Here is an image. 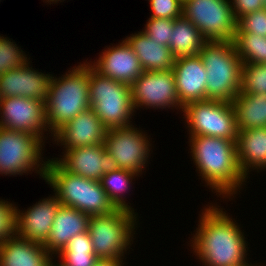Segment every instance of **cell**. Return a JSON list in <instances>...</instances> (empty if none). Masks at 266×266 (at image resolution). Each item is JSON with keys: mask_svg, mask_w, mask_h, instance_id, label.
I'll return each mask as SVG.
<instances>
[{"mask_svg": "<svg viewBox=\"0 0 266 266\" xmlns=\"http://www.w3.org/2000/svg\"><path fill=\"white\" fill-rule=\"evenodd\" d=\"M107 128L91 108L79 113L58 130L52 141L59 143L63 150L104 144Z\"/></svg>", "mask_w": 266, "mask_h": 266, "instance_id": "cell-18", "label": "cell"}, {"mask_svg": "<svg viewBox=\"0 0 266 266\" xmlns=\"http://www.w3.org/2000/svg\"><path fill=\"white\" fill-rule=\"evenodd\" d=\"M100 75L131 85L143 72L140 60L124 39L107 47L94 62H87Z\"/></svg>", "mask_w": 266, "mask_h": 266, "instance_id": "cell-15", "label": "cell"}, {"mask_svg": "<svg viewBox=\"0 0 266 266\" xmlns=\"http://www.w3.org/2000/svg\"><path fill=\"white\" fill-rule=\"evenodd\" d=\"M61 203L55 195L41 199L27 210H16V235L44 244Z\"/></svg>", "mask_w": 266, "mask_h": 266, "instance_id": "cell-16", "label": "cell"}, {"mask_svg": "<svg viewBox=\"0 0 266 266\" xmlns=\"http://www.w3.org/2000/svg\"><path fill=\"white\" fill-rule=\"evenodd\" d=\"M44 144L36 135L0 127V174L22 176L35 171L44 180L47 165L42 156Z\"/></svg>", "mask_w": 266, "mask_h": 266, "instance_id": "cell-8", "label": "cell"}, {"mask_svg": "<svg viewBox=\"0 0 266 266\" xmlns=\"http://www.w3.org/2000/svg\"><path fill=\"white\" fill-rule=\"evenodd\" d=\"M0 117L1 128L36 135L45 143L44 132L48 131L45 102L19 96L0 98Z\"/></svg>", "mask_w": 266, "mask_h": 266, "instance_id": "cell-13", "label": "cell"}, {"mask_svg": "<svg viewBox=\"0 0 266 266\" xmlns=\"http://www.w3.org/2000/svg\"><path fill=\"white\" fill-rule=\"evenodd\" d=\"M172 34L169 48L175 59L199 55L203 44L206 42L199 29L183 16L174 19Z\"/></svg>", "mask_w": 266, "mask_h": 266, "instance_id": "cell-25", "label": "cell"}, {"mask_svg": "<svg viewBox=\"0 0 266 266\" xmlns=\"http://www.w3.org/2000/svg\"><path fill=\"white\" fill-rule=\"evenodd\" d=\"M125 40L137 55L144 71H166L172 69L175 58L169 46L155 43L144 31L130 34Z\"/></svg>", "mask_w": 266, "mask_h": 266, "instance_id": "cell-23", "label": "cell"}, {"mask_svg": "<svg viewBox=\"0 0 266 266\" xmlns=\"http://www.w3.org/2000/svg\"><path fill=\"white\" fill-rule=\"evenodd\" d=\"M264 9H266V0H263Z\"/></svg>", "mask_w": 266, "mask_h": 266, "instance_id": "cell-40", "label": "cell"}, {"mask_svg": "<svg viewBox=\"0 0 266 266\" xmlns=\"http://www.w3.org/2000/svg\"><path fill=\"white\" fill-rule=\"evenodd\" d=\"M123 259H99L95 266H124Z\"/></svg>", "mask_w": 266, "mask_h": 266, "instance_id": "cell-36", "label": "cell"}, {"mask_svg": "<svg viewBox=\"0 0 266 266\" xmlns=\"http://www.w3.org/2000/svg\"><path fill=\"white\" fill-rule=\"evenodd\" d=\"M237 27L243 33L266 37V9L263 8L242 16L237 21Z\"/></svg>", "mask_w": 266, "mask_h": 266, "instance_id": "cell-33", "label": "cell"}, {"mask_svg": "<svg viewBox=\"0 0 266 266\" xmlns=\"http://www.w3.org/2000/svg\"><path fill=\"white\" fill-rule=\"evenodd\" d=\"M137 176H139V174L121 168L102 176L100 180L102 188L116 208L135 212L134 208L126 202L124 193H128L127 191L132 187L130 186L132 185L131 183H133L132 180Z\"/></svg>", "mask_w": 266, "mask_h": 266, "instance_id": "cell-27", "label": "cell"}, {"mask_svg": "<svg viewBox=\"0 0 266 266\" xmlns=\"http://www.w3.org/2000/svg\"><path fill=\"white\" fill-rule=\"evenodd\" d=\"M45 182L61 205L75 208L89 216L108 214L117 208L109 200L100 181L66 171L55 159H47Z\"/></svg>", "mask_w": 266, "mask_h": 266, "instance_id": "cell-4", "label": "cell"}, {"mask_svg": "<svg viewBox=\"0 0 266 266\" xmlns=\"http://www.w3.org/2000/svg\"><path fill=\"white\" fill-rule=\"evenodd\" d=\"M15 204L0 199V244L16 236Z\"/></svg>", "mask_w": 266, "mask_h": 266, "instance_id": "cell-32", "label": "cell"}, {"mask_svg": "<svg viewBox=\"0 0 266 266\" xmlns=\"http://www.w3.org/2000/svg\"><path fill=\"white\" fill-rule=\"evenodd\" d=\"M132 104L134 111L139 108L153 109H179L180 104L176 90L174 72L172 69L166 71H144L131 84Z\"/></svg>", "mask_w": 266, "mask_h": 266, "instance_id": "cell-12", "label": "cell"}, {"mask_svg": "<svg viewBox=\"0 0 266 266\" xmlns=\"http://www.w3.org/2000/svg\"><path fill=\"white\" fill-rule=\"evenodd\" d=\"M204 63L206 99L232 102L240 91L243 62L232 41H206L199 53Z\"/></svg>", "mask_w": 266, "mask_h": 266, "instance_id": "cell-5", "label": "cell"}, {"mask_svg": "<svg viewBox=\"0 0 266 266\" xmlns=\"http://www.w3.org/2000/svg\"><path fill=\"white\" fill-rule=\"evenodd\" d=\"M52 258L43 244L17 235L0 244V266H48Z\"/></svg>", "mask_w": 266, "mask_h": 266, "instance_id": "cell-22", "label": "cell"}, {"mask_svg": "<svg viewBox=\"0 0 266 266\" xmlns=\"http://www.w3.org/2000/svg\"><path fill=\"white\" fill-rule=\"evenodd\" d=\"M152 14L149 18L177 19L182 17L180 0H148Z\"/></svg>", "mask_w": 266, "mask_h": 266, "instance_id": "cell-34", "label": "cell"}, {"mask_svg": "<svg viewBox=\"0 0 266 266\" xmlns=\"http://www.w3.org/2000/svg\"><path fill=\"white\" fill-rule=\"evenodd\" d=\"M62 158L55 159L66 171L100 181L106 173L118 169L115 160L106 152L104 144L72 148L62 152Z\"/></svg>", "mask_w": 266, "mask_h": 266, "instance_id": "cell-14", "label": "cell"}, {"mask_svg": "<svg viewBox=\"0 0 266 266\" xmlns=\"http://www.w3.org/2000/svg\"><path fill=\"white\" fill-rule=\"evenodd\" d=\"M57 260L63 266H95L99 258L94 254V248L89 233H79L71 238L67 246L57 254Z\"/></svg>", "mask_w": 266, "mask_h": 266, "instance_id": "cell-26", "label": "cell"}, {"mask_svg": "<svg viewBox=\"0 0 266 266\" xmlns=\"http://www.w3.org/2000/svg\"><path fill=\"white\" fill-rule=\"evenodd\" d=\"M144 31L155 43L169 46L174 19L148 18Z\"/></svg>", "mask_w": 266, "mask_h": 266, "instance_id": "cell-31", "label": "cell"}, {"mask_svg": "<svg viewBox=\"0 0 266 266\" xmlns=\"http://www.w3.org/2000/svg\"><path fill=\"white\" fill-rule=\"evenodd\" d=\"M189 135H204L236 140L235 112L230 102L200 100L188 103L182 109Z\"/></svg>", "mask_w": 266, "mask_h": 266, "instance_id": "cell-9", "label": "cell"}, {"mask_svg": "<svg viewBox=\"0 0 266 266\" xmlns=\"http://www.w3.org/2000/svg\"><path fill=\"white\" fill-rule=\"evenodd\" d=\"M44 1H45V3L48 2V3L51 5V4L54 3V2L57 4L58 1H60V3H61L62 0H44ZM63 1H64V0H63ZM51 2H52V3H51Z\"/></svg>", "mask_w": 266, "mask_h": 266, "instance_id": "cell-38", "label": "cell"}, {"mask_svg": "<svg viewBox=\"0 0 266 266\" xmlns=\"http://www.w3.org/2000/svg\"><path fill=\"white\" fill-rule=\"evenodd\" d=\"M90 216L72 207L60 205L52 224V229L43 244L54 257L68 244L69 240L79 233L88 231Z\"/></svg>", "mask_w": 266, "mask_h": 266, "instance_id": "cell-20", "label": "cell"}, {"mask_svg": "<svg viewBox=\"0 0 266 266\" xmlns=\"http://www.w3.org/2000/svg\"><path fill=\"white\" fill-rule=\"evenodd\" d=\"M182 16L199 29L206 41H233L237 21L230 0H187Z\"/></svg>", "mask_w": 266, "mask_h": 266, "instance_id": "cell-10", "label": "cell"}, {"mask_svg": "<svg viewBox=\"0 0 266 266\" xmlns=\"http://www.w3.org/2000/svg\"><path fill=\"white\" fill-rule=\"evenodd\" d=\"M176 90L180 104L206 100L207 73L200 55L180 57L174 60Z\"/></svg>", "mask_w": 266, "mask_h": 266, "instance_id": "cell-19", "label": "cell"}, {"mask_svg": "<svg viewBox=\"0 0 266 266\" xmlns=\"http://www.w3.org/2000/svg\"><path fill=\"white\" fill-rule=\"evenodd\" d=\"M236 152L241 173L248 179L249 172L266 169V128L239 130Z\"/></svg>", "mask_w": 266, "mask_h": 266, "instance_id": "cell-21", "label": "cell"}, {"mask_svg": "<svg viewBox=\"0 0 266 266\" xmlns=\"http://www.w3.org/2000/svg\"><path fill=\"white\" fill-rule=\"evenodd\" d=\"M233 44L243 64H266V37L236 28Z\"/></svg>", "mask_w": 266, "mask_h": 266, "instance_id": "cell-28", "label": "cell"}, {"mask_svg": "<svg viewBox=\"0 0 266 266\" xmlns=\"http://www.w3.org/2000/svg\"><path fill=\"white\" fill-rule=\"evenodd\" d=\"M189 138L196 172L205 185L221 198L230 200L232 196L235 197L244 182H247L238 164L236 140L204 135H189Z\"/></svg>", "mask_w": 266, "mask_h": 266, "instance_id": "cell-2", "label": "cell"}, {"mask_svg": "<svg viewBox=\"0 0 266 266\" xmlns=\"http://www.w3.org/2000/svg\"><path fill=\"white\" fill-rule=\"evenodd\" d=\"M240 93H266V64L247 63L242 65Z\"/></svg>", "mask_w": 266, "mask_h": 266, "instance_id": "cell-29", "label": "cell"}, {"mask_svg": "<svg viewBox=\"0 0 266 266\" xmlns=\"http://www.w3.org/2000/svg\"><path fill=\"white\" fill-rule=\"evenodd\" d=\"M240 266H255L254 264H248V262L247 263H245V264H242V265H240ZM257 266V265H256ZM259 266H261V265H259ZM263 266V265H262Z\"/></svg>", "mask_w": 266, "mask_h": 266, "instance_id": "cell-39", "label": "cell"}, {"mask_svg": "<svg viewBox=\"0 0 266 266\" xmlns=\"http://www.w3.org/2000/svg\"><path fill=\"white\" fill-rule=\"evenodd\" d=\"M89 98L90 108L107 129L133 125L131 85L102 76L89 65Z\"/></svg>", "mask_w": 266, "mask_h": 266, "instance_id": "cell-6", "label": "cell"}, {"mask_svg": "<svg viewBox=\"0 0 266 266\" xmlns=\"http://www.w3.org/2000/svg\"><path fill=\"white\" fill-rule=\"evenodd\" d=\"M11 39L0 35V75L6 71L17 69L29 62L25 52Z\"/></svg>", "mask_w": 266, "mask_h": 266, "instance_id": "cell-30", "label": "cell"}, {"mask_svg": "<svg viewBox=\"0 0 266 266\" xmlns=\"http://www.w3.org/2000/svg\"><path fill=\"white\" fill-rule=\"evenodd\" d=\"M226 212L221 206L211 204L199 215L190 246L204 266H240L248 262L247 238Z\"/></svg>", "mask_w": 266, "mask_h": 266, "instance_id": "cell-1", "label": "cell"}, {"mask_svg": "<svg viewBox=\"0 0 266 266\" xmlns=\"http://www.w3.org/2000/svg\"><path fill=\"white\" fill-rule=\"evenodd\" d=\"M137 214L117 208L108 214L90 216L88 233L99 259H124L133 244Z\"/></svg>", "mask_w": 266, "mask_h": 266, "instance_id": "cell-7", "label": "cell"}, {"mask_svg": "<svg viewBox=\"0 0 266 266\" xmlns=\"http://www.w3.org/2000/svg\"><path fill=\"white\" fill-rule=\"evenodd\" d=\"M90 108L89 98V64L75 65L61 77L50 81L45 101L48 134L52 137L79 113Z\"/></svg>", "mask_w": 266, "mask_h": 266, "instance_id": "cell-3", "label": "cell"}, {"mask_svg": "<svg viewBox=\"0 0 266 266\" xmlns=\"http://www.w3.org/2000/svg\"><path fill=\"white\" fill-rule=\"evenodd\" d=\"M239 130L266 128V93H238L231 102Z\"/></svg>", "mask_w": 266, "mask_h": 266, "instance_id": "cell-24", "label": "cell"}, {"mask_svg": "<svg viewBox=\"0 0 266 266\" xmlns=\"http://www.w3.org/2000/svg\"><path fill=\"white\" fill-rule=\"evenodd\" d=\"M233 15L238 21L242 16L264 8L263 0H230Z\"/></svg>", "mask_w": 266, "mask_h": 266, "instance_id": "cell-35", "label": "cell"}, {"mask_svg": "<svg viewBox=\"0 0 266 266\" xmlns=\"http://www.w3.org/2000/svg\"><path fill=\"white\" fill-rule=\"evenodd\" d=\"M148 134L134 125L108 129L104 146L118 168L142 175L152 148ZM146 166V167H145ZM143 170V171H142Z\"/></svg>", "mask_w": 266, "mask_h": 266, "instance_id": "cell-11", "label": "cell"}, {"mask_svg": "<svg viewBox=\"0 0 266 266\" xmlns=\"http://www.w3.org/2000/svg\"><path fill=\"white\" fill-rule=\"evenodd\" d=\"M30 62L0 75V98L19 96L46 101L53 75L38 72Z\"/></svg>", "mask_w": 266, "mask_h": 266, "instance_id": "cell-17", "label": "cell"}, {"mask_svg": "<svg viewBox=\"0 0 266 266\" xmlns=\"http://www.w3.org/2000/svg\"><path fill=\"white\" fill-rule=\"evenodd\" d=\"M53 259H54V257L49 261V264H48V266H63L61 263H56V260H54L53 261ZM56 263V264H55Z\"/></svg>", "mask_w": 266, "mask_h": 266, "instance_id": "cell-37", "label": "cell"}]
</instances>
